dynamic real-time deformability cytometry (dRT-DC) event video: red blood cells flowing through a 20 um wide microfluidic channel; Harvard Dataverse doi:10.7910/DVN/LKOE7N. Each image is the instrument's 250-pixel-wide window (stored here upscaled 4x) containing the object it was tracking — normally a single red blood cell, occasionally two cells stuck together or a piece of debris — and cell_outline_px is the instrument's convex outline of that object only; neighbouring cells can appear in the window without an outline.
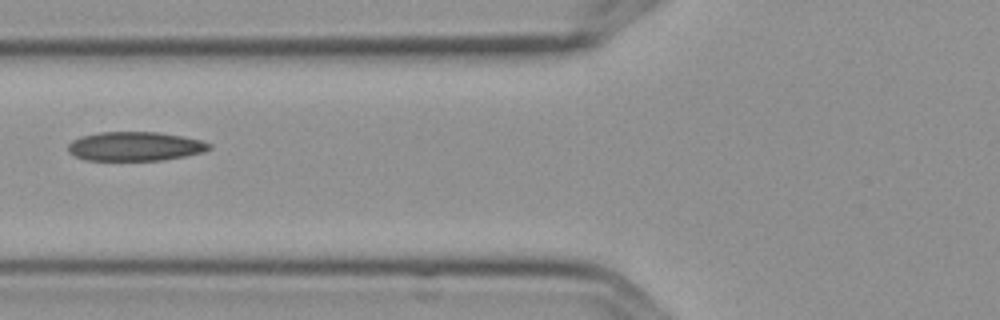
{"species": "Egyptian fruit bat (a non-hibernating species)", "species_latin": "Rousettus aegyptiacus", "temperature_condition": "cold", "stored_images_in_passage": 4, "camera_frame_rate_fps": 3000, "um_per_image_px": 0.085, "frame": {"image": 1, "passage_image": 4, "time_ms": 1.0, "image_size_px": [1000, 320], "cell_outline_px": [[212, 148], [204, 152], [184, 156], [160, 160], [84, 160], [68, 152], [68, 144], [72, 140], [80, 136], [100, 132], [160, 132], [184, 136], [200, 140], [212, 144]], "centroid_in_image_um": [11.48, 12.43], "position_along_channel_um": 114.3, "area_um2": 24.04}}